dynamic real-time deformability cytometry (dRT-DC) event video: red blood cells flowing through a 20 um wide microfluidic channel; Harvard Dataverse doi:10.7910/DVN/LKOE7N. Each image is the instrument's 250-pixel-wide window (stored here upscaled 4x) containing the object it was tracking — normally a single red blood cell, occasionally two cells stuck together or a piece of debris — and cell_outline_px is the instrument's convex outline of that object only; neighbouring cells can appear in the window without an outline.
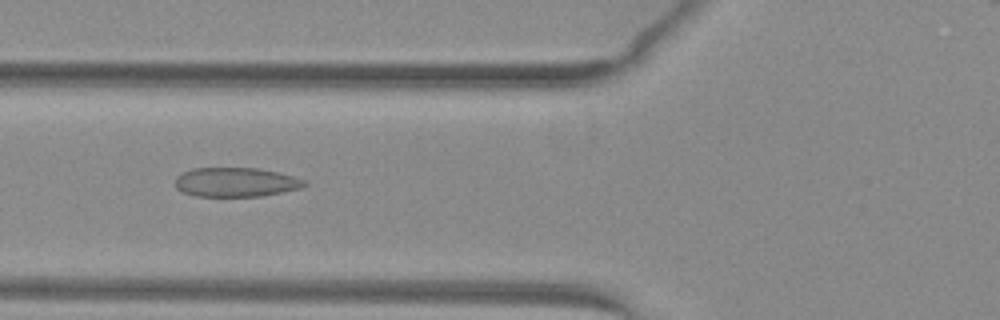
{"species": "common noctule bat (a hibernating species)", "species_latin": "Nyctalus noctula", "temperature_condition": "warm", "stored_images_in_passage": 53, "camera_frame_rate_fps": 3000, "um_per_image_px": 0.085, "animal": {"sex": "female", "body_mass_g": 29.2, "forearm_length_mm": 56.3}, "frame": {"image": 1, "passage_image": 21, "time_ms": 6.667, "image_size_px": [1000, 320], "cell_outline_px": [[308, 184], [300, 188], [260, 196], [196, 196], [180, 192], [176, 188], [176, 176], [192, 168], [256, 168], [276, 172], [292, 176], [304, 180]], "centroid_in_image_um": [19.99, 15.49], "position_along_channel_um": 105.8, "area_um2": 21.85}}
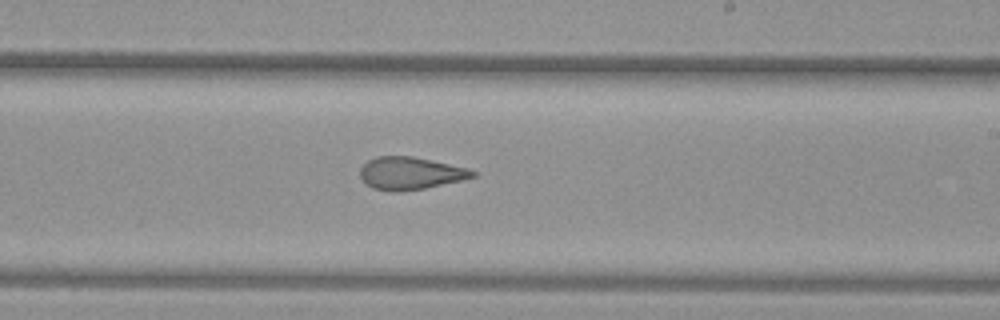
{"frame": {"image": 2, "passage_image": 32, "time_ms": 10.333, "image_size_px": [1000, 320], "cell_outline_px": [[476, 176], [464, 180], [424, 188], [400, 192], [392, 192], [372, 188], [360, 176], [360, 168], [368, 160], [376, 156], [412, 156], [468, 168], [476, 172]], "centroid_in_image_um": [34.88, 14.73], "position_along_channel_um": 254.1, "area_um2": 21.33}}
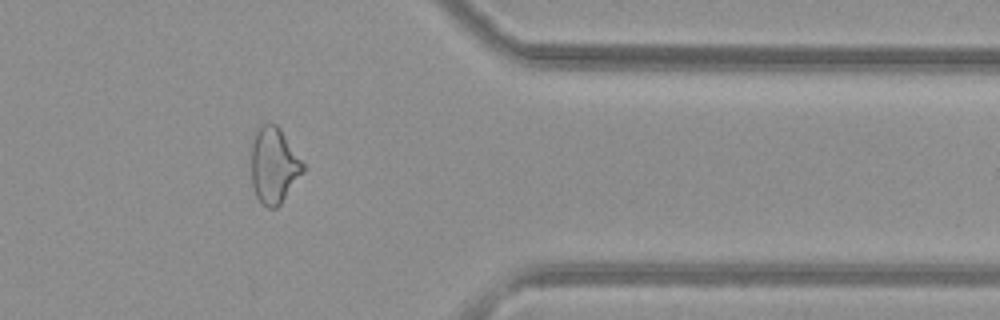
{"frame": {"image": 3, "passage_image": 43, "time_ms": 14.0, "image_size_px": [1000, 320], "cell_outline_px": [[304, 172], [280, 204], [276, 208], [268, 208], [260, 204], [256, 196], [252, 184], [252, 140], [256, 128], [260, 124], [276, 124], [280, 128], [304, 164]], "centroid_in_image_um": [23.27, 14.06], "position_along_channel_um": 388.1, "area_um2": 22.95}}